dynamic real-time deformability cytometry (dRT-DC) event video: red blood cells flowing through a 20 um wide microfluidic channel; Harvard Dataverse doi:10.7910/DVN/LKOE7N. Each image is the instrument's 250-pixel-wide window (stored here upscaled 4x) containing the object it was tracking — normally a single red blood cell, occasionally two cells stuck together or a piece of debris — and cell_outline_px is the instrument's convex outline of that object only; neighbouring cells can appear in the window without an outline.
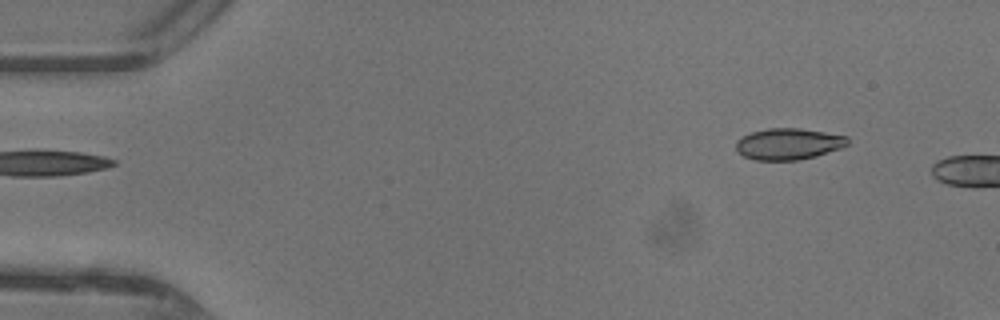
{"species": "common noctule bat (a hibernating species)", "species_latin": "Nyctalus noctula", "temperature_condition": "warm", "stored_images_in_passage": 3, "camera_frame_rate_fps": 3000, "um_per_image_px": 0.085, "animal": {"sex": "female"}, "frame": {"image": 1, "passage_image": 1, "time_ms": 0.0, "image_size_px": [1000, 320], "cell_outline_px": [[848, 144], [840, 148], [816, 156], [796, 160], [756, 160], [744, 156], [736, 152], [736, 140], [752, 132], [768, 128], [800, 128], [848, 136]], "centroid_in_image_um": [67.0, 12.23], "position_along_channel_um": 18.0, "area_um2": 20.35}}